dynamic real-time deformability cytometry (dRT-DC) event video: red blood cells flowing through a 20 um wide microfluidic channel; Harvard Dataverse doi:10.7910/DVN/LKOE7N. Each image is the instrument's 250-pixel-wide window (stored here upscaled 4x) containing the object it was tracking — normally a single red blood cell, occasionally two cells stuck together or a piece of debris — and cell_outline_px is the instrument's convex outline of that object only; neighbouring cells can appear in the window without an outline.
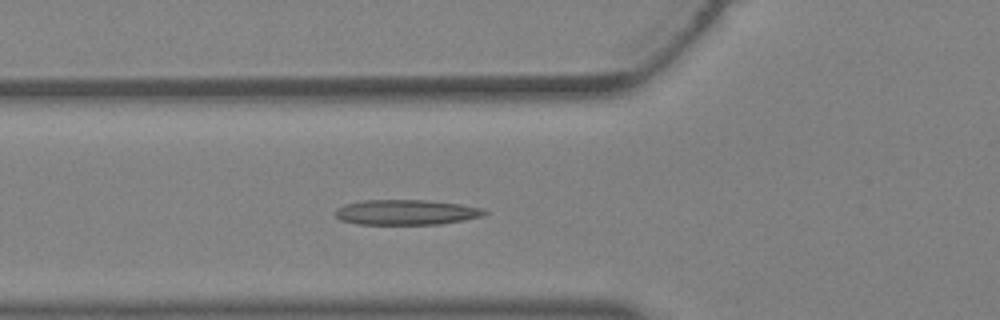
{"species": "Egyptian fruit bat (a non-hibernating species)", "species_latin": "Rousettus aegyptiacus", "temperature_condition": "warm", "stored_images_in_passage": 37, "camera_frame_rate_fps": 3000, "um_per_image_px": 0.085, "animal": {"sex": "female"}, "frame": {"image": 1, "passage_image": 13, "time_ms": 4.0, "image_size_px": [1000, 320], "cell_outline_px": [[488, 212], [484, 216], [464, 220], [440, 224], [356, 224], [340, 220], [336, 216], [336, 208], [344, 204], [364, 200], [428, 200], [460, 204], [480, 208]], "centroid_in_image_um": [34.51, 18.04], "position_along_channel_um": 91.3, "area_um2": 21.91}}
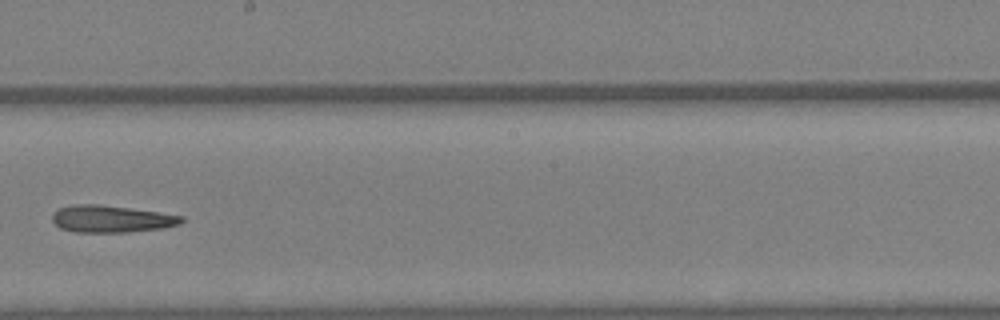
{"frame": {"image": 2, "passage_image": 21, "time_ms": 6.667, "image_size_px": [1000, 320], "cell_outline_px": [[184, 220], [180, 224], [164, 228], [128, 232], [76, 232], [60, 228], [52, 220], [52, 212], [56, 208], [72, 204], [100, 204], [160, 212], [184, 216]], "centroid_in_image_um": [9.44, 18.6], "position_along_channel_um": 238.8, "area_um2": 20.63}}
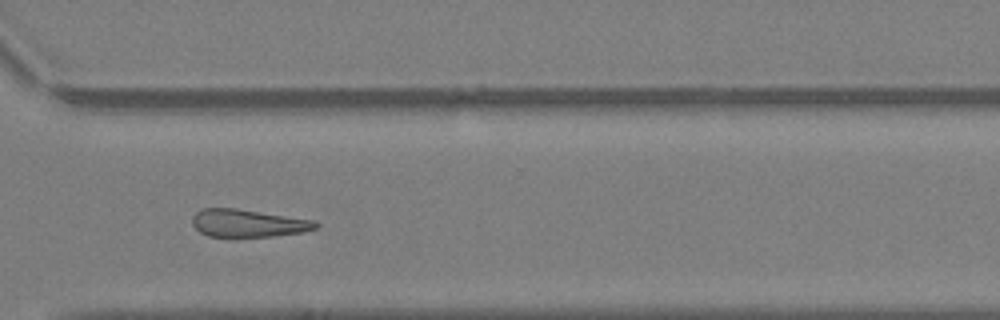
{"frame": {"image": 3, "passage_image": 27, "time_ms": 8.667, "image_size_px": [1000, 320], "cell_outline_px": [[320, 224], [316, 228], [304, 232], [276, 236], [208, 236], [200, 232], [192, 224], [192, 216], [200, 208], [236, 208], [316, 220]], "centroid_in_image_um": [21.1, 18.96], "position_along_channel_um": 349.5, "area_um2": 20.0}}